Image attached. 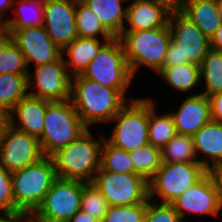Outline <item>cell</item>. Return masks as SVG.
<instances>
[{
    "instance_id": "46",
    "label": "cell",
    "mask_w": 222,
    "mask_h": 222,
    "mask_svg": "<svg viewBox=\"0 0 222 222\" xmlns=\"http://www.w3.org/2000/svg\"><path fill=\"white\" fill-rule=\"evenodd\" d=\"M8 125V113L0 108V140L5 127Z\"/></svg>"
},
{
    "instance_id": "35",
    "label": "cell",
    "mask_w": 222,
    "mask_h": 222,
    "mask_svg": "<svg viewBox=\"0 0 222 222\" xmlns=\"http://www.w3.org/2000/svg\"><path fill=\"white\" fill-rule=\"evenodd\" d=\"M146 202L131 206H109L102 222H144Z\"/></svg>"
},
{
    "instance_id": "40",
    "label": "cell",
    "mask_w": 222,
    "mask_h": 222,
    "mask_svg": "<svg viewBox=\"0 0 222 222\" xmlns=\"http://www.w3.org/2000/svg\"><path fill=\"white\" fill-rule=\"evenodd\" d=\"M209 98L211 119L222 123V92L216 93Z\"/></svg>"
},
{
    "instance_id": "3",
    "label": "cell",
    "mask_w": 222,
    "mask_h": 222,
    "mask_svg": "<svg viewBox=\"0 0 222 222\" xmlns=\"http://www.w3.org/2000/svg\"><path fill=\"white\" fill-rule=\"evenodd\" d=\"M118 38L123 44L125 59L133 76L140 64L157 73L162 69L171 40L168 24L157 29L122 31Z\"/></svg>"
},
{
    "instance_id": "5",
    "label": "cell",
    "mask_w": 222,
    "mask_h": 222,
    "mask_svg": "<svg viewBox=\"0 0 222 222\" xmlns=\"http://www.w3.org/2000/svg\"><path fill=\"white\" fill-rule=\"evenodd\" d=\"M87 129L70 99L50 102L45 112L43 134L39 138L43 155L51 157Z\"/></svg>"
},
{
    "instance_id": "24",
    "label": "cell",
    "mask_w": 222,
    "mask_h": 222,
    "mask_svg": "<svg viewBox=\"0 0 222 222\" xmlns=\"http://www.w3.org/2000/svg\"><path fill=\"white\" fill-rule=\"evenodd\" d=\"M162 163L199 162L206 169L208 160H197L193 136L177 133L161 150Z\"/></svg>"
},
{
    "instance_id": "38",
    "label": "cell",
    "mask_w": 222,
    "mask_h": 222,
    "mask_svg": "<svg viewBox=\"0 0 222 222\" xmlns=\"http://www.w3.org/2000/svg\"><path fill=\"white\" fill-rule=\"evenodd\" d=\"M182 65V53L178 43L172 39L169 42L165 61L162 68Z\"/></svg>"
},
{
    "instance_id": "33",
    "label": "cell",
    "mask_w": 222,
    "mask_h": 222,
    "mask_svg": "<svg viewBox=\"0 0 222 222\" xmlns=\"http://www.w3.org/2000/svg\"><path fill=\"white\" fill-rule=\"evenodd\" d=\"M0 74H29L24 55L11 38L0 46Z\"/></svg>"
},
{
    "instance_id": "32",
    "label": "cell",
    "mask_w": 222,
    "mask_h": 222,
    "mask_svg": "<svg viewBox=\"0 0 222 222\" xmlns=\"http://www.w3.org/2000/svg\"><path fill=\"white\" fill-rule=\"evenodd\" d=\"M19 2H20V7L17 8L16 12H15V10L13 11V13L17 14V15H15L17 17H14L13 20H7V23L9 25V29H10V34L14 30L20 29L23 27H39V26L43 25L44 0H19ZM29 10L33 11V14L36 11L35 12L36 16L29 15L28 14Z\"/></svg>"
},
{
    "instance_id": "25",
    "label": "cell",
    "mask_w": 222,
    "mask_h": 222,
    "mask_svg": "<svg viewBox=\"0 0 222 222\" xmlns=\"http://www.w3.org/2000/svg\"><path fill=\"white\" fill-rule=\"evenodd\" d=\"M177 134L175 124L170 113L164 115L155 114L154 102L149 99V144L162 148Z\"/></svg>"
},
{
    "instance_id": "39",
    "label": "cell",
    "mask_w": 222,
    "mask_h": 222,
    "mask_svg": "<svg viewBox=\"0 0 222 222\" xmlns=\"http://www.w3.org/2000/svg\"><path fill=\"white\" fill-rule=\"evenodd\" d=\"M206 174L210 177L222 206V163L210 165L206 169Z\"/></svg>"
},
{
    "instance_id": "36",
    "label": "cell",
    "mask_w": 222,
    "mask_h": 222,
    "mask_svg": "<svg viewBox=\"0 0 222 222\" xmlns=\"http://www.w3.org/2000/svg\"><path fill=\"white\" fill-rule=\"evenodd\" d=\"M146 201V212L144 222H183L180 215L170 203L153 202L151 205Z\"/></svg>"
},
{
    "instance_id": "12",
    "label": "cell",
    "mask_w": 222,
    "mask_h": 222,
    "mask_svg": "<svg viewBox=\"0 0 222 222\" xmlns=\"http://www.w3.org/2000/svg\"><path fill=\"white\" fill-rule=\"evenodd\" d=\"M168 26L171 39L180 46L182 65L195 63L200 66L211 49L210 39L180 11H171Z\"/></svg>"
},
{
    "instance_id": "27",
    "label": "cell",
    "mask_w": 222,
    "mask_h": 222,
    "mask_svg": "<svg viewBox=\"0 0 222 222\" xmlns=\"http://www.w3.org/2000/svg\"><path fill=\"white\" fill-rule=\"evenodd\" d=\"M158 74L167 83L183 92L191 90L201 79L200 66L195 63L162 68Z\"/></svg>"
},
{
    "instance_id": "19",
    "label": "cell",
    "mask_w": 222,
    "mask_h": 222,
    "mask_svg": "<svg viewBox=\"0 0 222 222\" xmlns=\"http://www.w3.org/2000/svg\"><path fill=\"white\" fill-rule=\"evenodd\" d=\"M126 8V20L130 26L127 29L124 28L123 31L164 27L168 24V17L171 13V10L156 0H135Z\"/></svg>"
},
{
    "instance_id": "11",
    "label": "cell",
    "mask_w": 222,
    "mask_h": 222,
    "mask_svg": "<svg viewBox=\"0 0 222 222\" xmlns=\"http://www.w3.org/2000/svg\"><path fill=\"white\" fill-rule=\"evenodd\" d=\"M44 155L39 139L9 124L0 140V165L8 172L21 170L38 162Z\"/></svg>"
},
{
    "instance_id": "23",
    "label": "cell",
    "mask_w": 222,
    "mask_h": 222,
    "mask_svg": "<svg viewBox=\"0 0 222 222\" xmlns=\"http://www.w3.org/2000/svg\"><path fill=\"white\" fill-rule=\"evenodd\" d=\"M196 156L203 152L210 159L211 165L222 163V123L210 120L194 135Z\"/></svg>"
},
{
    "instance_id": "9",
    "label": "cell",
    "mask_w": 222,
    "mask_h": 222,
    "mask_svg": "<svg viewBox=\"0 0 222 222\" xmlns=\"http://www.w3.org/2000/svg\"><path fill=\"white\" fill-rule=\"evenodd\" d=\"M84 182L56 178L34 211L35 222H67L80 211Z\"/></svg>"
},
{
    "instance_id": "37",
    "label": "cell",
    "mask_w": 222,
    "mask_h": 222,
    "mask_svg": "<svg viewBox=\"0 0 222 222\" xmlns=\"http://www.w3.org/2000/svg\"><path fill=\"white\" fill-rule=\"evenodd\" d=\"M0 210L4 212L16 211L13 199L11 172L0 165Z\"/></svg>"
},
{
    "instance_id": "6",
    "label": "cell",
    "mask_w": 222,
    "mask_h": 222,
    "mask_svg": "<svg viewBox=\"0 0 222 222\" xmlns=\"http://www.w3.org/2000/svg\"><path fill=\"white\" fill-rule=\"evenodd\" d=\"M82 75L102 86L118 89L125 94L133 75L125 59L120 39L113 38L108 41Z\"/></svg>"
},
{
    "instance_id": "45",
    "label": "cell",
    "mask_w": 222,
    "mask_h": 222,
    "mask_svg": "<svg viewBox=\"0 0 222 222\" xmlns=\"http://www.w3.org/2000/svg\"><path fill=\"white\" fill-rule=\"evenodd\" d=\"M69 222H99L92 216H90L87 213H84L83 211H78L73 215V217L69 220Z\"/></svg>"
},
{
    "instance_id": "18",
    "label": "cell",
    "mask_w": 222,
    "mask_h": 222,
    "mask_svg": "<svg viewBox=\"0 0 222 222\" xmlns=\"http://www.w3.org/2000/svg\"><path fill=\"white\" fill-rule=\"evenodd\" d=\"M50 102L45 99L26 95L8 112V124L19 131L39 139L43 134L45 112ZM13 114L18 116L21 122L19 126H15Z\"/></svg>"
},
{
    "instance_id": "8",
    "label": "cell",
    "mask_w": 222,
    "mask_h": 222,
    "mask_svg": "<svg viewBox=\"0 0 222 222\" xmlns=\"http://www.w3.org/2000/svg\"><path fill=\"white\" fill-rule=\"evenodd\" d=\"M205 175L206 168L199 162L162 163L148 181L149 199L151 201L156 192L162 203L171 204Z\"/></svg>"
},
{
    "instance_id": "44",
    "label": "cell",
    "mask_w": 222,
    "mask_h": 222,
    "mask_svg": "<svg viewBox=\"0 0 222 222\" xmlns=\"http://www.w3.org/2000/svg\"><path fill=\"white\" fill-rule=\"evenodd\" d=\"M10 38L11 34L7 21L2 23L0 19V46L4 45Z\"/></svg>"
},
{
    "instance_id": "14",
    "label": "cell",
    "mask_w": 222,
    "mask_h": 222,
    "mask_svg": "<svg viewBox=\"0 0 222 222\" xmlns=\"http://www.w3.org/2000/svg\"><path fill=\"white\" fill-rule=\"evenodd\" d=\"M27 78L28 89L33 79L37 89L28 93L30 96L51 102L70 99L71 75L64 64L63 55L57 61L35 67V78L30 73Z\"/></svg>"
},
{
    "instance_id": "4",
    "label": "cell",
    "mask_w": 222,
    "mask_h": 222,
    "mask_svg": "<svg viewBox=\"0 0 222 222\" xmlns=\"http://www.w3.org/2000/svg\"><path fill=\"white\" fill-rule=\"evenodd\" d=\"M16 211L34 213L57 178L52 157L11 173Z\"/></svg>"
},
{
    "instance_id": "16",
    "label": "cell",
    "mask_w": 222,
    "mask_h": 222,
    "mask_svg": "<svg viewBox=\"0 0 222 222\" xmlns=\"http://www.w3.org/2000/svg\"><path fill=\"white\" fill-rule=\"evenodd\" d=\"M171 204L182 221L187 213L217 215L222 209L217 192L207 174Z\"/></svg>"
},
{
    "instance_id": "21",
    "label": "cell",
    "mask_w": 222,
    "mask_h": 222,
    "mask_svg": "<svg viewBox=\"0 0 222 222\" xmlns=\"http://www.w3.org/2000/svg\"><path fill=\"white\" fill-rule=\"evenodd\" d=\"M110 40L104 43L99 39L77 37L62 49V55L67 53L70 60H64L67 71L72 72L71 77L81 75L88 68L91 61L97 56L100 49ZM71 66V69H70Z\"/></svg>"
},
{
    "instance_id": "29",
    "label": "cell",
    "mask_w": 222,
    "mask_h": 222,
    "mask_svg": "<svg viewBox=\"0 0 222 222\" xmlns=\"http://www.w3.org/2000/svg\"><path fill=\"white\" fill-rule=\"evenodd\" d=\"M201 78L205 79L206 89L201 94L210 97L222 92V51L210 49L200 65Z\"/></svg>"
},
{
    "instance_id": "7",
    "label": "cell",
    "mask_w": 222,
    "mask_h": 222,
    "mask_svg": "<svg viewBox=\"0 0 222 222\" xmlns=\"http://www.w3.org/2000/svg\"><path fill=\"white\" fill-rule=\"evenodd\" d=\"M116 120L108 143L127 152L149 144V99H132L111 121Z\"/></svg>"
},
{
    "instance_id": "28",
    "label": "cell",
    "mask_w": 222,
    "mask_h": 222,
    "mask_svg": "<svg viewBox=\"0 0 222 222\" xmlns=\"http://www.w3.org/2000/svg\"><path fill=\"white\" fill-rule=\"evenodd\" d=\"M76 28L78 37L98 39L97 35L102 34L104 40L115 38L102 25L97 15L81 0H76Z\"/></svg>"
},
{
    "instance_id": "15",
    "label": "cell",
    "mask_w": 222,
    "mask_h": 222,
    "mask_svg": "<svg viewBox=\"0 0 222 222\" xmlns=\"http://www.w3.org/2000/svg\"><path fill=\"white\" fill-rule=\"evenodd\" d=\"M11 39L24 55L27 65L34 61L37 67L62 56V49L52 41L43 25L16 29L11 33Z\"/></svg>"
},
{
    "instance_id": "42",
    "label": "cell",
    "mask_w": 222,
    "mask_h": 222,
    "mask_svg": "<svg viewBox=\"0 0 222 222\" xmlns=\"http://www.w3.org/2000/svg\"><path fill=\"white\" fill-rule=\"evenodd\" d=\"M210 47L212 50L222 51V23L210 38Z\"/></svg>"
},
{
    "instance_id": "26",
    "label": "cell",
    "mask_w": 222,
    "mask_h": 222,
    "mask_svg": "<svg viewBox=\"0 0 222 222\" xmlns=\"http://www.w3.org/2000/svg\"><path fill=\"white\" fill-rule=\"evenodd\" d=\"M28 75L0 74V108L7 113L28 95Z\"/></svg>"
},
{
    "instance_id": "47",
    "label": "cell",
    "mask_w": 222,
    "mask_h": 222,
    "mask_svg": "<svg viewBox=\"0 0 222 222\" xmlns=\"http://www.w3.org/2000/svg\"><path fill=\"white\" fill-rule=\"evenodd\" d=\"M15 2V0H0V19H2V16L6 12V10L10 8L12 3Z\"/></svg>"
},
{
    "instance_id": "41",
    "label": "cell",
    "mask_w": 222,
    "mask_h": 222,
    "mask_svg": "<svg viewBox=\"0 0 222 222\" xmlns=\"http://www.w3.org/2000/svg\"><path fill=\"white\" fill-rule=\"evenodd\" d=\"M3 214L4 215L2 217L0 215V222H21V220H25V222H35L32 213L24 211H14L4 212Z\"/></svg>"
},
{
    "instance_id": "22",
    "label": "cell",
    "mask_w": 222,
    "mask_h": 222,
    "mask_svg": "<svg viewBox=\"0 0 222 222\" xmlns=\"http://www.w3.org/2000/svg\"><path fill=\"white\" fill-rule=\"evenodd\" d=\"M99 18L102 25L115 37L118 38L124 26L127 8L122 7L126 0H81ZM128 1V0H127Z\"/></svg>"
},
{
    "instance_id": "1",
    "label": "cell",
    "mask_w": 222,
    "mask_h": 222,
    "mask_svg": "<svg viewBox=\"0 0 222 222\" xmlns=\"http://www.w3.org/2000/svg\"><path fill=\"white\" fill-rule=\"evenodd\" d=\"M70 101L87 128L97 122L111 121L126 105L121 91L102 86L82 74L71 77Z\"/></svg>"
},
{
    "instance_id": "48",
    "label": "cell",
    "mask_w": 222,
    "mask_h": 222,
    "mask_svg": "<svg viewBox=\"0 0 222 222\" xmlns=\"http://www.w3.org/2000/svg\"><path fill=\"white\" fill-rule=\"evenodd\" d=\"M216 3H217V6H218V9H219V14H220L221 19H222V0H216Z\"/></svg>"
},
{
    "instance_id": "20",
    "label": "cell",
    "mask_w": 222,
    "mask_h": 222,
    "mask_svg": "<svg viewBox=\"0 0 222 222\" xmlns=\"http://www.w3.org/2000/svg\"><path fill=\"white\" fill-rule=\"evenodd\" d=\"M180 12L209 39L222 23L216 0H185Z\"/></svg>"
},
{
    "instance_id": "43",
    "label": "cell",
    "mask_w": 222,
    "mask_h": 222,
    "mask_svg": "<svg viewBox=\"0 0 222 222\" xmlns=\"http://www.w3.org/2000/svg\"><path fill=\"white\" fill-rule=\"evenodd\" d=\"M164 4L171 11H180L184 5L185 0H156Z\"/></svg>"
},
{
    "instance_id": "10",
    "label": "cell",
    "mask_w": 222,
    "mask_h": 222,
    "mask_svg": "<svg viewBox=\"0 0 222 222\" xmlns=\"http://www.w3.org/2000/svg\"><path fill=\"white\" fill-rule=\"evenodd\" d=\"M92 183L109 206H131L149 199L148 181L139 174L114 173L99 168Z\"/></svg>"
},
{
    "instance_id": "17",
    "label": "cell",
    "mask_w": 222,
    "mask_h": 222,
    "mask_svg": "<svg viewBox=\"0 0 222 222\" xmlns=\"http://www.w3.org/2000/svg\"><path fill=\"white\" fill-rule=\"evenodd\" d=\"M170 114L177 133L193 136L211 120L209 98L201 93L189 96L182 102L178 112Z\"/></svg>"
},
{
    "instance_id": "31",
    "label": "cell",
    "mask_w": 222,
    "mask_h": 222,
    "mask_svg": "<svg viewBox=\"0 0 222 222\" xmlns=\"http://www.w3.org/2000/svg\"><path fill=\"white\" fill-rule=\"evenodd\" d=\"M101 147L100 168L114 173H135L129 152L119 149L104 139Z\"/></svg>"
},
{
    "instance_id": "34",
    "label": "cell",
    "mask_w": 222,
    "mask_h": 222,
    "mask_svg": "<svg viewBox=\"0 0 222 222\" xmlns=\"http://www.w3.org/2000/svg\"><path fill=\"white\" fill-rule=\"evenodd\" d=\"M108 207L107 200L102 196L95 184L84 182L80 210L102 222Z\"/></svg>"
},
{
    "instance_id": "30",
    "label": "cell",
    "mask_w": 222,
    "mask_h": 222,
    "mask_svg": "<svg viewBox=\"0 0 222 222\" xmlns=\"http://www.w3.org/2000/svg\"><path fill=\"white\" fill-rule=\"evenodd\" d=\"M129 154L135 174L141 175L147 181L154 176L162 164L161 150L151 144L130 151Z\"/></svg>"
},
{
    "instance_id": "13",
    "label": "cell",
    "mask_w": 222,
    "mask_h": 222,
    "mask_svg": "<svg viewBox=\"0 0 222 222\" xmlns=\"http://www.w3.org/2000/svg\"><path fill=\"white\" fill-rule=\"evenodd\" d=\"M43 27L61 49L78 37L76 0H44Z\"/></svg>"
},
{
    "instance_id": "2",
    "label": "cell",
    "mask_w": 222,
    "mask_h": 222,
    "mask_svg": "<svg viewBox=\"0 0 222 222\" xmlns=\"http://www.w3.org/2000/svg\"><path fill=\"white\" fill-rule=\"evenodd\" d=\"M93 139L94 137L87 129L77 139L51 156L58 178L83 182L93 181L94 173L100 168L103 144V141Z\"/></svg>"
}]
</instances>
